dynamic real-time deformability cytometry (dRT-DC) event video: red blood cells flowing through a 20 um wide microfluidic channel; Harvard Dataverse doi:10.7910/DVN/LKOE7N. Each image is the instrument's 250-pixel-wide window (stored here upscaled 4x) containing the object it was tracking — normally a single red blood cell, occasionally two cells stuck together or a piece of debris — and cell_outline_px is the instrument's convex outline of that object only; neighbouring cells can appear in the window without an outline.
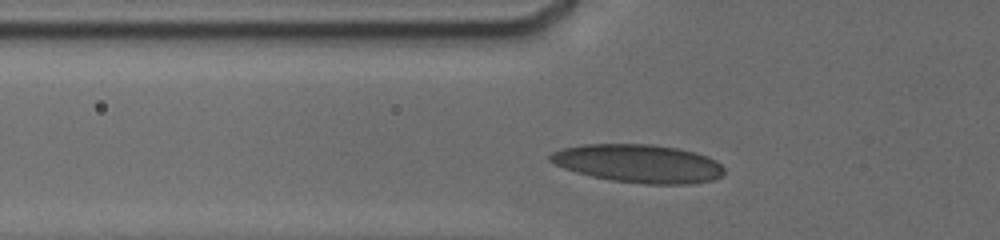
{"species": "human", "species_latin": "Homo sapiens", "temperature_condition": "cold", "stored_images_in_passage": 8, "camera_frame_rate_fps": 3000, "um_per_image_px": 0.085, "donor": {"sex": "male"}, "frame": {"image": 1, "passage_image": 6, "time_ms": 2.333, "image_size_px": [1000, 240], "cell_outline_px": [[724, 172], [720, 176], [712, 180], [688, 184], [644, 184], [612, 180], [592, 176], [576, 172], [564, 168], [548, 160], [548, 156], [552, 152], [560, 148], [584, 144], [652, 144], [676, 148], [708, 156], [716, 160], [724, 168]], "centroid_in_image_um": [54.25, 13.89], "position_along_channel_um": 71.6, "area_um2": 38.73}}